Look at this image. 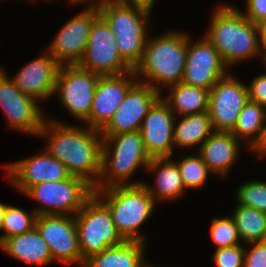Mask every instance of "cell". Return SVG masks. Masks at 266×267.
Wrapping results in <instances>:
<instances>
[{
    "mask_svg": "<svg viewBox=\"0 0 266 267\" xmlns=\"http://www.w3.org/2000/svg\"><path fill=\"white\" fill-rule=\"evenodd\" d=\"M41 136L48 139L44 150L61 162L71 176L85 180L93 188L97 186L103 144L99 130L46 117L38 133V137Z\"/></svg>",
    "mask_w": 266,
    "mask_h": 267,
    "instance_id": "cell-1",
    "label": "cell"
},
{
    "mask_svg": "<svg viewBox=\"0 0 266 267\" xmlns=\"http://www.w3.org/2000/svg\"><path fill=\"white\" fill-rule=\"evenodd\" d=\"M209 24L204 36L229 68L254 57L262 58L257 24L247 19L238 8L227 4L215 8Z\"/></svg>",
    "mask_w": 266,
    "mask_h": 267,
    "instance_id": "cell-2",
    "label": "cell"
},
{
    "mask_svg": "<svg viewBox=\"0 0 266 267\" xmlns=\"http://www.w3.org/2000/svg\"><path fill=\"white\" fill-rule=\"evenodd\" d=\"M154 37H148L142 60L134 72L138 81L162 93V86L169 87L182 81L187 57V33L174 30Z\"/></svg>",
    "mask_w": 266,
    "mask_h": 267,
    "instance_id": "cell-3",
    "label": "cell"
},
{
    "mask_svg": "<svg viewBox=\"0 0 266 267\" xmlns=\"http://www.w3.org/2000/svg\"><path fill=\"white\" fill-rule=\"evenodd\" d=\"M102 138L101 174L94 189L142 184V181L130 182L133 174L141 167L146 170L152 159L145 149L140 130Z\"/></svg>",
    "mask_w": 266,
    "mask_h": 267,
    "instance_id": "cell-4",
    "label": "cell"
},
{
    "mask_svg": "<svg viewBox=\"0 0 266 267\" xmlns=\"http://www.w3.org/2000/svg\"><path fill=\"white\" fill-rule=\"evenodd\" d=\"M94 194L108 207L113 223L126 241L146 243L145 234L138 228L153 214L156 202L143 183L94 189Z\"/></svg>",
    "mask_w": 266,
    "mask_h": 267,
    "instance_id": "cell-5",
    "label": "cell"
},
{
    "mask_svg": "<svg viewBox=\"0 0 266 267\" xmlns=\"http://www.w3.org/2000/svg\"><path fill=\"white\" fill-rule=\"evenodd\" d=\"M98 10L115 34L120 56L134 70L144 54L152 11L122 1L110 2Z\"/></svg>",
    "mask_w": 266,
    "mask_h": 267,
    "instance_id": "cell-6",
    "label": "cell"
},
{
    "mask_svg": "<svg viewBox=\"0 0 266 267\" xmlns=\"http://www.w3.org/2000/svg\"><path fill=\"white\" fill-rule=\"evenodd\" d=\"M74 217L83 260L126 241L113 223L108 207L95 194Z\"/></svg>",
    "mask_w": 266,
    "mask_h": 267,
    "instance_id": "cell-7",
    "label": "cell"
},
{
    "mask_svg": "<svg viewBox=\"0 0 266 267\" xmlns=\"http://www.w3.org/2000/svg\"><path fill=\"white\" fill-rule=\"evenodd\" d=\"M24 194L40 204L33 209L37 215L74 216L94 194V188L85 180L70 175L61 181L38 183Z\"/></svg>",
    "mask_w": 266,
    "mask_h": 267,
    "instance_id": "cell-8",
    "label": "cell"
},
{
    "mask_svg": "<svg viewBox=\"0 0 266 267\" xmlns=\"http://www.w3.org/2000/svg\"><path fill=\"white\" fill-rule=\"evenodd\" d=\"M100 75L74 65H60L54 94L77 121L84 123L90 116L95 88Z\"/></svg>",
    "mask_w": 266,
    "mask_h": 267,
    "instance_id": "cell-9",
    "label": "cell"
},
{
    "mask_svg": "<svg viewBox=\"0 0 266 267\" xmlns=\"http://www.w3.org/2000/svg\"><path fill=\"white\" fill-rule=\"evenodd\" d=\"M115 40L114 32L99 16L91 26L87 48L77 65L100 76L133 71L120 56Z\"/></svg>",
    "mask_w": 266,
    "mask_h": 267,
    "instance_id": "cell-10",
    "label": "cell"
},
{
    "mask_svg": "<svg viewBox=\"0 0 266 267\" xmlns=\"http://www.w3.org/2000/svg\"><path fill=\"white\" fill-rule=\"evenodd\" d=\"M0 67V107L7 127L25 134L38 136L46 116L37 101L23 94L14 81Z\"/></svg>",
    "mask_w": 266,
    "mask_h": 267,
    "instance_id": "cell-11",
    "label": "cell"
},
{
    "mask_svg": "<svg viewBox=\"0 0 266 267\" xmlns=\"http://www.w3.org/2000/svg\"><path fill=\"white\" fill-rule=\"evenodd\" d=\"M35 228L47 243L53 261L83 266L74 216L37 215Z\"/></svg>",
    "mask_w": 266,
    "mask_h": 267,
    "instance_id": "cell-12",
    "label": "cell"
},
{
    "mask_svg": "<svg viewBox=\"0 0 266 267\" xmlns=\"http://www.w3.org/2000/svg\"><path fill=\"white\" fill-rule=\"evenodd\" d=\"M230 72L209 90L208 114L214 131L231 132L248 99L247 85Z\"/></svg>",
    "mask_w": 266,
    "mask_h": 267,
    "instance_id": "cell-13",
    "label": "cell"
},
{
    "mask_svg": "<svg viewBox=\"0 0 266 267\" xmlns=\"http://www.w3.org/2000/svg\"><path fill=\"white\" fill-rule=\"evenodd\" d=\"M190 42L188 33L186 65L181 82L210 90L230 69L205 36L195 43Z\"/></svg>",
    "mask_w": 266,
    "mask_h": 267,
    "instance_id": "cell-14",
    "label": "cell"
},
{
    "mask_svg": "<svg viewBox=\"0 0 266 267\" xmlns=\"http://www.w3.org/2000/svg\"><path fill=\"white\" fill-rule=\"evenodd\" d=\"M99 16L97 8L86 6L62 26L48 49L59 65L79 63L87 48L91 26Z\"/></svg>",
    "mask_w": 266,
    "mask_h": 267,
    "instance_id": "cell-15",
    "label": "cell"
},
{
    "mask_svg": "<svg viewBox=\"0 0 266 267\" xmlns=\"http://www.w3.org/2000/svg\"><path fill=\"white\" fill-rule=\"evenodd\" d=\"M150 85L137 81L127 92L124 101L114 112L112 119L100 131L102 136L134 132L141 129L143 119L150 108L162 96Z\"/></svg>",
    "mask_w": 266,
    "mask_h": 267,
    "instance_id": "cell-16",
    "label": "cell"
},
{
    "mask_svg": "<svg viewBox=\"0 0 266 267\" xmlns=\"http://www.w3.org/2000/svg\"><path fill=\"white\" fill-rule=\"evenodd\" d=\"M137 81L134 70L119 75L100 76L96 84L90 116L84 124L101 131L112 119L127 92Z\"/></svg>",
    "mask_w": 266,
    "mask_h": 267,
    "instance_id": "cell-17",
    "label": "cell"
},
{
    "mask_svg": "<svg viewBox=\"0 0 266 267\" xmlns=\"http://www.w3.org/2000/svg\"><path fill=\"white\" fill-rule=\"evenodd\" d=\"M4 168L9 182L23 194L38 183L61 181L70 176L67 168L44 148L40 154L14 161Z\"/></svg>",
    "mask_w": 266,
    "mask_h": 267,
    "instance_id": "cell-18",
    "label": "cell"
},
{
    "mask_svg": "<svg viewBox=\"0 0 266 267\" xmlns=\"http://www.w3.org/2000/svg\"><path fill=\"white\" fill-rule=\"evenodd\" d=\"M175 119L176 116L162 97L143 119L140 132L151 158L173 157Z\"/></svg>",
    "mask_w": 266,
    "mask_h": 267,
    "instance_id": "cell-19",
    "label": "cell"
},
{
    "mask_svg": "<svg viewBox=\"0 0 266 267\" xmlns=\"http://www.w3.org/2000/svg\"><path fill=\"white\" fill-rule=\"evenodd\" d=\"M59 67L55 59L46 52L23 66L10 78L23 94L38 102L54 95Z\"/></svg>",
    "mask_w": 266,
    "mask_h": 267,
    "instance_id": "cell-20",
    "label": "cell"
},
{
    "mask_svg": "<svg viewBox=\"0 0 266 267\" xmlns=\"http://www.w3.org/2000/svg\"><path fill=\"white\" fill-rule=\"evenodd\" d=\"M240 140L231 132L214 131L200 146L198 153L215 176H226L235 165L240 151Z\"/></svg>",
    "mask_w": 266,
    "mask_h": 267,
    "instance_id": "cell-21",
    "label": "cell"
},
{
    "mask_svg": "<svg viewBox=\"0 0 266 267\" xmlns=\"http://www.w3.org/2000/svg\"><path fill=\"white\" fill-rule=\"evenodd\" d=\"M172 157L152 158L146 171L154 173V185L143 182L154 201L175 200L184 195L186 189L177 163Z\"/></svg>",
    "mask_w": 266,
    "mask_h": 267,
    "instance_id": "cell-22",
    "label": "cell"
},
{
    "mask_svg": "<svg viewBox=\"0 0 266 267\" xmlns=\"http://www.w3.org/2000/svg\"><path fill=\"white\" fill-rule=\"evenodd\" d=\"M0 249L13 258L34 265L52 263L47 243L36 228L20 235L11 236L0 244Z\"/></svg>",
    "mask_w": 266,
    "mask_h": 267,
    "instance_id": "cell-23",
    "label": "cell"
},
{
    "mask_svg": "<svg viewBox=\"0 0 266 267\" xmlns=\"http://www.w3.org/2000/svg\"><path fill=\"white\" fill-rule=\"evenodd\" d=\"M145 245L139 241H125L117 246H109L100 253L84 260L82 267H147Z\"/></svg>",
    "mask_w": 266,
    "mask_h": 267,
    "instance_id": "cell-24",
    "label": "cell"
},
{
    "mask_svg": "<svg viewBox=\"0 0 266 267\" xmlns=\"http://www.w3.org/2000/svg\"><path fill=\"white\" fill-rule=\"evenodd\" d=\"M168 88L170 89L169 95L166 98L161 97L176 117L208 111L209 90L182 82Z\"/></svg>",
    "mask_w": 266,
    "mask_h": 267,
    "instance_id": "cell-25",
    "label": "cell"
},
{
    "mask_svg": "<svg viewBox=\"0 0 266 267\" xmlns=\"http://www.w3.org/2000/svg\"><path fill=\"white\" fill-rule=\"evenodd\" d=\"M174 121V147L190 149L199 147L214 132L208 112L181 116ZM177 123V124H176Z\"/></svg>",
    "mask_w": 266,
    "mask_h": 267,
    "instance_id": "cell-26",
    "label": "cell"
},
{
    "mask_svg": "<svg viewBox=\"0 0 266 267\" xmlns=\"http://www.w3.org/2000/svg\"><path fill=\"white\" fill-rule=\"evenodd\" d=\"M238 235L244 245L250 242L266 241V213L237 204L231 215Z\"/></svg>",
    "mask_w": 266,
    "mask_h": 267,
    "instance_id": "cell-27",
    "label": "cell"
},
{
    "mask_svg": "<svg viewBox=\"0 0 266 267\" xmlns=\"http://www.w3.org/2000/svg\"><path fill=\"white\" fill-rule=\"evenodd\" d=\"M266 117V108L257 102L248 100L239 117L236 126L231 131L238 140H246L249 149L256 143L261 134ZM248 139V140H247Z\"/></svg>",
    "mask_w": 266,
    "mask_h": 267,
    "instance_id": "cell-28",
    "label": "cell"
},
{
    "mask_svg": "<svg viewBox=\"0 0 266 267\" xmlns=\"http://www.w3.org/2000/svg\"><path fill=\"white\" fill-rule=\"evenodd\" d=\"M179 157L180 161L177 159L175 162L179 168L185 189H200L202 186H206L208 175H213V173L203 162L201 155L193 153V155Z\"/></svg>",
    "mask_w": 266,
    "mask_h": 267,
    "instance_id": "cell-29",
    "label": "cell"
},
{
    "mask_svg": "<svg viewBox=\"0 0 266 267\" xmlns=\"http://www.w3.org/2000/svg\"><path fill=\"white\" fill-rule=\"evenodd\" d=\"M37 214L35 211L27 212L19 207L6 204L0 244L7 238L28 233L35 228Z\"/></svg>",
    "mask_w": 266,
    "mask_h": 267,
    "instance_id": "cell-30",
    "label": "cell"
},
{
    "mask_svg": "<svg viewBox=\"0 0 266 267\" xmlns=\"http://www.w3.org/2000/svg\"><path fill=\"white\" fill-rule=\"evenodd\" d=\"M209 232L216 249L241 244L234 219L231 215L223 216V218H213Z\"/></svg>",
    "mask_w": 266,
    "mask_h": 267,
    "instance_id": "cell-31",
    "label": "cell"
},
{
    "mask_svg": "<svg viewBox=\"0 0 266 267\" xmlns=\"http://www.w3.org/2000/svg\"><path fill=\"white\" fill-rule=\"evenodd\" d=\"M235 198L238 204L266 213V182L252 180L237 188Z\"/></svg>",
    "mask_w": 266,
    "mask_h": 267,
    "instance_id": "cell-32",
    "label": "cell"
},
{
    "mask_svg": "<svg viewBox=\"0 0 266 267\" xmlns=\"http://www.w3.org/2000/svg\"><path fill=\"white\" fill-rule=\"evenodd\" d=\"M215 250L212 258L216 267H243L245 247L242 244Z\"/></svg>",
    "mask_w": 266,
    "mask_h": 267,
    "instance_id": "cell-33",
    "label": "cell"
},
{
    "mask_svg": "<svg viewBox=\"0 0 266 267\" xmlns=\"http://www.w3.org/2000/svg\"><path fill=\"white\" fill-rule=\"evenodd\" d=\"M243 267H266V241L246 243ZM250 244V245H249Z\"/></svg>",
    "mask_w": 266,
    "mask_h": 267,
    "instance_id": "cell-34",
    "label": "cell"
},
{
    "mask_svg": "<svg viewBox=\"0 0 266 267\" xmlns=\"http://www.w3.org/2000/svg\"><path fill=\"white\" fill-rule=\"evenodd\" d=\"M247 90L249 100L266 108V73L254 77Z\"/></svg>",
    "mask_w": 266,
    "mask_h": 267,
    "instance_id": "cell-35",
    "label": "cell"
},
{
    "mask_svg": "<svg viewBox=\"0 0 266 267\" xmlns=\"http://www.w3.org/2000/svg\"><path fill=\"white\" fill-rule=\"evenodd\" d=\"M242 14L254 24L266 19V0H247Z\"/></svg>",
    "mask_w": 266,
    "mask_h": 267,
    "instance_id": "cell-36",
    "label": "cell"
},
{
    "mask_svg": "<svg viewBox=\"0 0 266 267\" xmlns=\"http://www.w3.org/2000/svg\"><path fill=\"white\" fill-rule=\"evenodd\" d=\"M255 152V154L261 159L266 158V117L262 126L261 134L256 143L249 149Z\"/></svg>",
    "mask_w": 266,
    "mask_h": 267,
    "instance_id": "cell-37",
    "label": "cell"
},
{
    "mask_svg": "<svg viewBox=\"0 0 266 267\" xmlns=\"http://www.w3.org/2000/svg\"><path fill=\"white\" fill-rule=\"evenodd\" d=\"M260 54L266 53V19L257 24Z\"/></svg>",
    "mask_w": 266,
    "mask_h": 267,
    "instance_id": "cell-38",
    "label": "cell"
},
{
    "mask_svg": "<svg viewBox=\"0 0 266 267\" xmlns=\"http://www.w3.org/2000/svg\"><path fill=\"white\" fill-rule=\"evenodd\" d=\"M69 3L74 4H85L88 3V8H101L104 5L110 3V2H115V1H119V0H69Z\"/></svg>",
    "mask_w": 266,
    "mask_h": 267,
    "instance_id": "cell-39",
    "label": "cell"
},
{
    "mask_svg": "<svg viewBox=\"0 0 266 267\" xmlns=\"http://www.w3.org/2000/svg\"><path fill=\"white\" fill-rule=\"evenodd\" d=\"M119 1L134 4V5H139L151 11H153L152 8H154L155 3H156V0H119Z\"/></svg>",
    "mask_w": 266,
    "mask_h": 267,
    "instance_id": "cell-40",
    "label": "cell"
},
{
    "mask_svg": "<svg viewBox=\"0 0 266 267\" xmlns=\"http://www.w3.org/2000/svg\"><path fill=\"white\" fill-rule=\"evenodd\" d=\"M6 204L0 202V231L2 230Z\"/></svg>",
    "mask_w": 266,
    "mask_h": 267,
    "instance_id": "cell-41",
    "label": "cell"
},
{
    "mask_svg": "<svg viewBox=\"0 0 266 267\" xmlns=\"http://www.w3.org/2000/svg\"><path fill=\"white\" fill-rule=\"evenodd\" d=\"M262 59H263V64H265V67H266V53L262 56Z\"/></svg>",
    "mask_w": 266,
    "mask_h": 267,
    "instance_id": "cell-42",
    "label": "cell"
},
{
    "mask_svg": "<svg viewBox=\"0 0 266 267\" xmlns=\"http://www.w3.org/2000/svg\"><path fill=\"white\" fill-rule=\"evenodd\" d=\"M147 267H155V266L154 265L152 266V265L149 264ZM157 267H159V266H157Z\"/></svg>",
    "mask_w": 266,
    "mask_h": 267,
    "instance_id": "cell-43",
    "label": "cell"
}]
</instances>
